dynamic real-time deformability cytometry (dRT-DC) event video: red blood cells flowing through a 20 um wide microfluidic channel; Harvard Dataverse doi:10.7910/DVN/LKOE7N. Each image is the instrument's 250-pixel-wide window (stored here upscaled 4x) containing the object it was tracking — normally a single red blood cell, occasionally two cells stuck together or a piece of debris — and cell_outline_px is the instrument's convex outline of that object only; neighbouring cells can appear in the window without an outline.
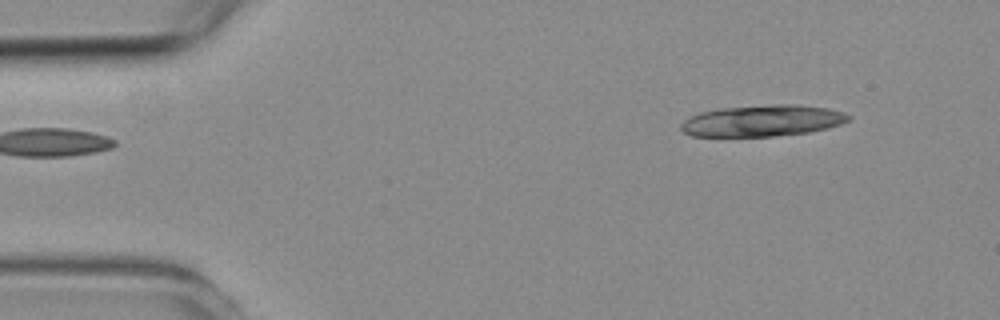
{"species": "common noctule bat (a hibernating species)", "species_latin": "Nyctalus noctula", "temperature_condition": "room temperature", "stored_images_in_passage": 4, "camera_frame_rate_fps": 3000, "um_per_image_px": 0.085, "animal": {"sex": "female", "body_mass_g": 19.3, "forearm_length_mm": 54.1}, "frame": {"image": 1, "passage_image": 4, "time_ms": 3.333, "image_size_px": [1000, 320], "cell_outline_px": [[852, 116], [848, 120], [840, 124], [828, 128], [808, 132], [772, 136], [692, 136], [684, 132], [680, 128], [680, 124], [684, 120], [700, 112], [720, 108], [776, 104], [796, 104], [828, 108], [844, 112]], "centroid_in_image_um": [64.82, 10.25], "position_along_channel_um": 20.2, "area_um2": 30.58}}